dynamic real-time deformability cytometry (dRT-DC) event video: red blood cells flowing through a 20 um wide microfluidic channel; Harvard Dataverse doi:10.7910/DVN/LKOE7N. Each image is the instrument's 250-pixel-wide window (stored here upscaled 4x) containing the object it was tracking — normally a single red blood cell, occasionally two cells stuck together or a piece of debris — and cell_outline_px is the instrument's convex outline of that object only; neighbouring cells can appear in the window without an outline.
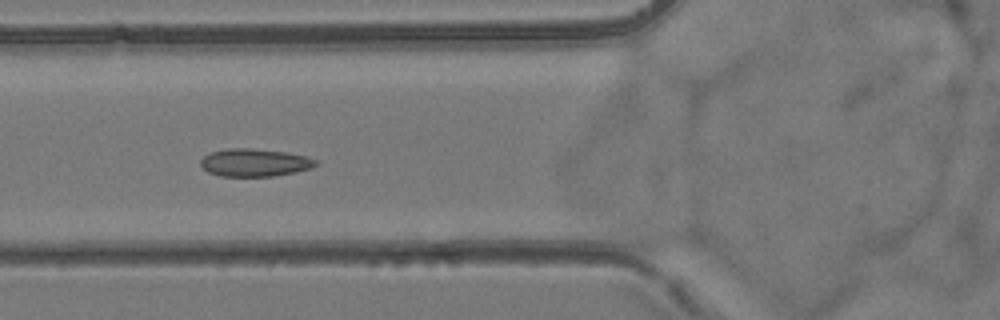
{"species": "common noctule bat (a hibernating species)", "species_latin": "Nyctalus noctula", "temperature_condition": "room temperature", "stored_images_in_passage": 55, "camera_frame_rate_fps": 3000, "um_per_image_px": 0.085, "animal": {"sex": "female", "body_mass_g": 24.6, "forearm_length_mm": 56.2}, "frame": {"image": 1, "passage_image": 21, "time_ms": 6.667, "image_size_px": [1000, 320], "cell_outline_px": [[316, 164], [308, 168], [296, 172], [272, 176], [220, 176], [208, 172], [200, 164], [200, 160], [204, 156], [212, 152], [228, 148], [248, 148], [284, 152], [304, 156], [316, 160]], "centroid_in_image_um": [21.59, 13.82], "position_along_channel_um": 104.2, "area_um2": 18.26}}
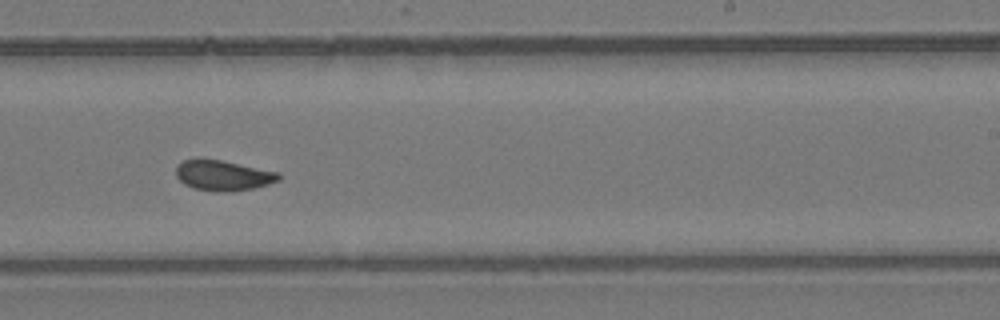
{"frame": {"image": 2, "passage_image": 34, "time_ms": 11.0, "image_size_px": [1000, 320], "cell_outline_px": [[280, 180], [268, 184], [252, 188], [224, 192], [220, 192], [196, 188], [184, 184], [176, 176], [176, 164], [184, 160], [220, 160], [280, 172]], "centroid_in_image_um": [18.98, 14.91], "position_along_channel_um": 270.0, "area_um2": 17.8}}
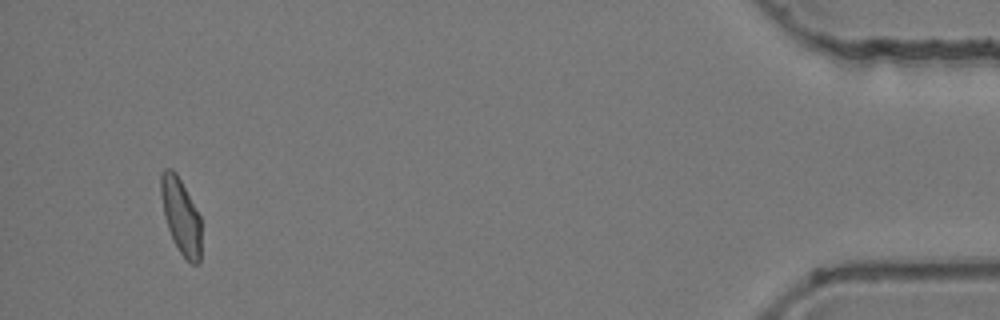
{"frame": {"image": 3, "passage_image": 52, "time_ms": 17.0, "image_size_px": [1000, 320], "cell_outline_px": [[200, 264], [192, 264], [180, 252], [168, 228], [164, 216], [160, 192], [160, 172], [164, 168], [172, 168], [176, 172], [200, 216]], "centroid_in_image_um": [15.35, 18.31], "position_along_channel_um": 419.8, "area_um2": 17.57}, "authors_computed_cell_mechanics": {"area_um2": 18.2648, "velocity_mm_per_s": 3.8393, "shape_relaxation_time_tau1_ms": null, "shape_relaxation_time_tau2_ms": 1.1311, "deformation_change_tau1": null, "deformation_change_tau2": 0.071}}